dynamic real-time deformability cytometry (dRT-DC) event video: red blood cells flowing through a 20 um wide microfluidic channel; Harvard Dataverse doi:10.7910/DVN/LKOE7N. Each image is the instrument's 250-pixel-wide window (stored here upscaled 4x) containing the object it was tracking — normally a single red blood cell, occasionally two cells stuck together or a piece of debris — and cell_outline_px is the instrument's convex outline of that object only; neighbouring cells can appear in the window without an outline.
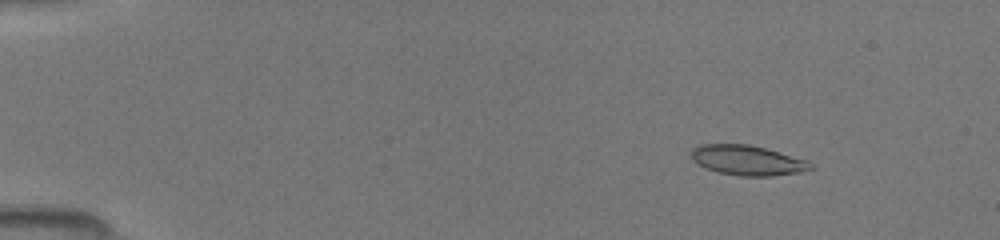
{"species": "common noctule bat (a hibernating species)", "species_latin": "Nyctalus noctula", "temperature_condition": "room temperature", "stored_images_in_passage": 29, "camera_frame_rate_fps": 3000, "um_per_image_px": 0.085, "animal": {"sex": "female", "body_mass_g": 19.5, "forearm_length_mm": 54.1}, "frame": {"image": 1, "passage_image": 7, "time_ms": 2.0, "image_size_px": [1000, 240], "cell_outline_px": [[816, 168], [800, 172], [772, 176], [740, 176], [716, 172], [696, 164], [688, 156], [692, 148], [700, 144], [748, 144], [764, 148], [808, 160]], "centroid_in_image_um": [63.49, 13.63], "position_along_channel_um": 21.5, "area_um2": 21.15}}
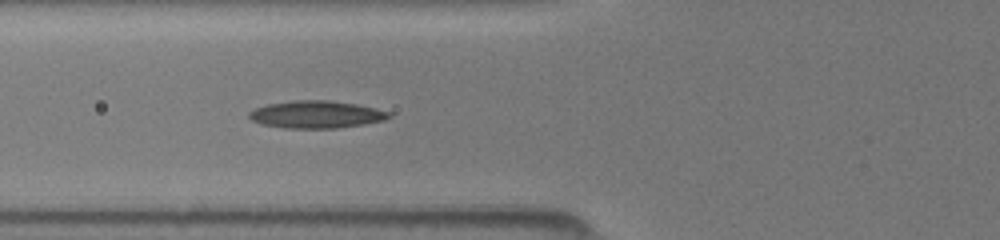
{"frame": {"image": 2, "passage_image": 20, "time_ms": 6.333, "image_size_px": [1000, 240], "cell_outline_px": [[392, 116], [384, 120], [364, 124], [336, 128], [284, 128], [260, 124], [252, 120], [248, 116], [248, 112], [256, 108], [268, 104], [292, 100], [328, 100], [356, 104], [376, 108], [392, 112]], "centroid_in_image_um": [26.89, 9.73], "position_along_channel_um": 98.9, "area_um2": 22.43}}
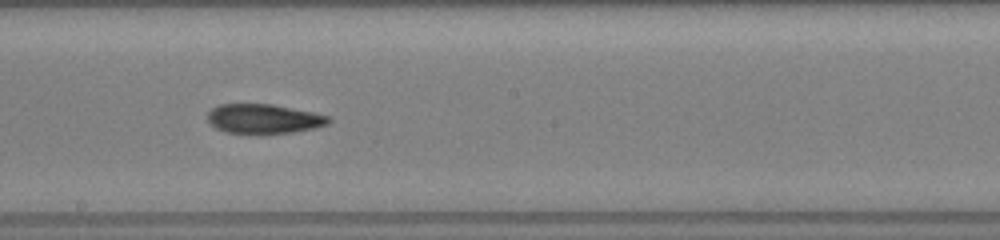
{"frame": {"image": 3, "passage_image": 29, "time_ms": 9.333, "image_size_px": [1000, 240], "cell_outline_px": [[332, 120], [328, 124], [312, 128], [292, 132], [260, 136], [224, 132], [216, 128], [208, 120], [208, 112], [212, 108], [220, 104], [272, 104], [312, 112], [328, 116]], "centroid_in_image_um": [22.39, 10.13], "position_along_channel_um": 225.8, "area_um2": 21.21}}